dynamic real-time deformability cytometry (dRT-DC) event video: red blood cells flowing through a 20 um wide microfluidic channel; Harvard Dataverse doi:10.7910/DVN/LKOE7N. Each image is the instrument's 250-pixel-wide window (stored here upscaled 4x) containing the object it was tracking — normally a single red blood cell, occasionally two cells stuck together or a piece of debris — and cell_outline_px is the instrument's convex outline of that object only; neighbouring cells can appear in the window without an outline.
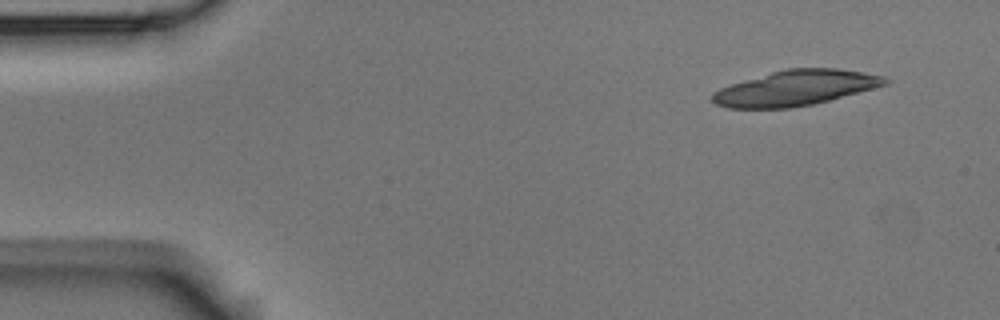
{"species": "Egyptian fruit bat (a non-hibernating species)", "species_latin": "Rousettus aegyptiacus", "temperature_condition": "room temperature", "stored_images_in_passage": 4, "camera_frame_rate_fps": 3000, "um_per_image_px": 0.085, "animal": {"sex": "male"}, "frame": {"image": 1, "passage_image": 1, "time_ms": 0.0, "image_size_px": [1000, 320], "cell_outline_px": [[892, 80], [888, 84], [828, 100], [812, 104], [788, 108], [728, 108], [716, 104], [712, 100], [712, 92], [720, 88], [732, 84], [772, 72], [788, 68], [840, 68], [864, 72], [884, 76]], "centroid_in_image_um": [67.65, 7.47], "position_along_channel_um": 17.3, "area_um2": 35.2}}